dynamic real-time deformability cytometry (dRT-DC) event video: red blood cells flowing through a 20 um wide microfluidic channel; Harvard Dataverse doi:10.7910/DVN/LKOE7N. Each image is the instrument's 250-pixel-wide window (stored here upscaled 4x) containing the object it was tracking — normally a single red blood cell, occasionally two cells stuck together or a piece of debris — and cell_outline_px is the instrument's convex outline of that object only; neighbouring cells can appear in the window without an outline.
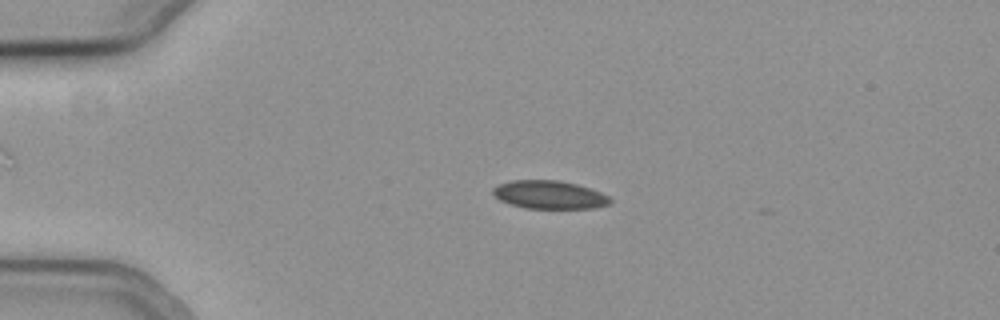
{"species": "common noctule bat (a hibernating species)", "species_latin": "Nyctalus noctula", "temperature_condition": "cold", "stored_images_in_passage": 9, "camera_frame_rate_fps": 3000, "um_per_image_px": 0.085, "animal": {"sex": "female", "body_mass_g": 19.3, "forearm_length_mm": 54.1}, "frame": {"image": 1, "passage_image": 5, "time_ms": 1.333, "image_size_px": [1000, 320], "cell_outline_px": [[612, 204], [596, 208], [524, 208], [500, 200], [492, 192], [492, 188], [500, 184], [512, 180], [560, 180], [576, 184], [600, 192], [608, 196], [612, 200]], "centroid_in_image_um": [46.72, 16.55], "position_along_channel_um": 38.3, "area_um2": 19.19}}